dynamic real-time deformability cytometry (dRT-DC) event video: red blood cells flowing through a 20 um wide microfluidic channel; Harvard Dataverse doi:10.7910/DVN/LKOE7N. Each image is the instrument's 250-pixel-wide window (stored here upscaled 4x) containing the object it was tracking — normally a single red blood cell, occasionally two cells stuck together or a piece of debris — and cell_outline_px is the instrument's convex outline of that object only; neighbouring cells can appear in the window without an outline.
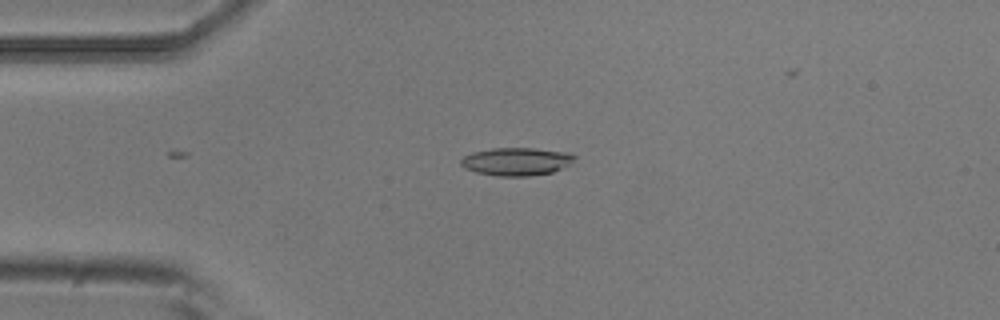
{"species": "common noctule bat (a hibernating species)", "species_latin": "Nyctalus noctula", "temperature_condition": "room temperature", "stored_images_in_passage": 5, "camera_frame_rate_fps": 3000, "um_per_image_px": 0.085, "animal": {"sex": "male", "body_mass_g": 20.5, "forearm_length_mm": 52.5}, "frame": {"image": 1, "passage_image": 3, "time_ms": 0.667, "image_size_px": [1000, 320], "cell_outline_px": [[576, 156], [568, 164], [552, 172], [528, 176], [500, 176], [476, 172], [464, 168], [460, 164], [460, 160], [464, 156], [472, 152], [492, 148], [536, 148], [564, 152]], "centroid_in_image_um": [43.83, 13.72], "position_along_channel_um": 41.2, "area_um2": 18.26}}
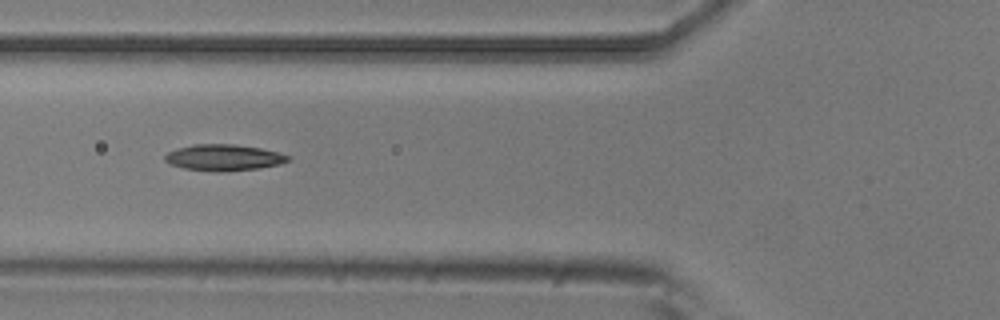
{"frame": {"image": 2, "passage_image": 5, "time_ms": 1.333, "image_size_px": [1000, 320], "cell_outline_px": [[292, 156], [288, 160], [280, 164], [260, 168], [224, 172], [216, 172], [184, 168], [168, 164], [164, 160], [164, 156], [168, 152], [176, 148], [192, 144], [232, 144], [260, 148]], "centroid_in_image_um": [18.98, 13.4], "position_along_channel_um": 106.8, "area_um2": 18.96}}